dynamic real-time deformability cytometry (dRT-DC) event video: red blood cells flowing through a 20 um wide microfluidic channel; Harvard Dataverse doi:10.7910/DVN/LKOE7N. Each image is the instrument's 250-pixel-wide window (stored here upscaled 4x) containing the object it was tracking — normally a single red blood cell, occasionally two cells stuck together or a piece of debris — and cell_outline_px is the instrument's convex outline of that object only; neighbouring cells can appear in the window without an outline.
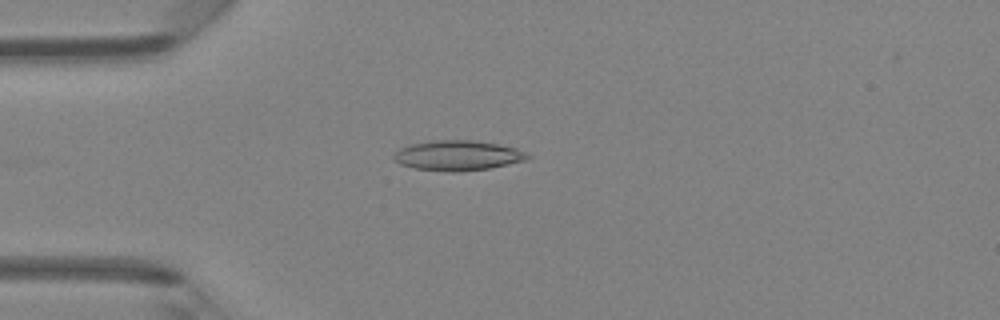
{"species": "Egyptian fruit bat (a non-hibernating species)", "species_latin": "Rousettus aegyptiacus", "temperature_condition": "room temperature", "stored_images_in_passage": 36, "camera_frame_rate_fps": 3000, "um_per_image_px": 0.085, "animal": {"sex": "female"}, "frame": {"image": 1, "passage_image": 2, "time_ms": 0.333, "image_size_px": [1000, 320], "cell_outline_px": [[532, 156], [524, 160], [508, 164], [488, 168], [460, 172], [448, 172], [416, 168], [400, 164], [392, 160], [392, 156], [400, 148], [412, 144], [428, 140], [472, 140], [496, 144], [516, 148]], "centroid_in_image_um": [38.86, 13.22], "position_along_channel_um": 46.1, "area_um2": 23.35}}
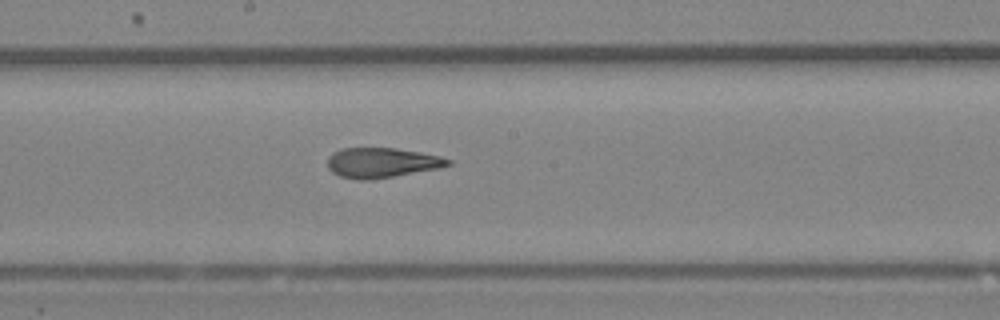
{"frame": {"image": 2, "passage_image": 15, "time_ms": 4.667, "image_size_px": [1000, 320], "cell_outline_px": [[452, 164], [440, 168], [372, 180], [356, 180], [340, 176], [332, 172], [328, 168], [328, 156], [332, 152], [340, 148], [396, 148], [420, 152], [440, 156], [452, 160]], "centroid_in_image_um": [32.44, 13.83], "position_along_channel_um": 215.8, "area_um2": 21.27}}
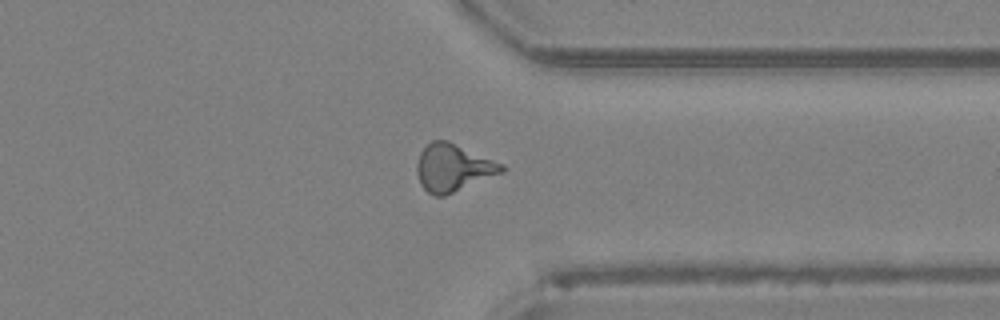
{"frame": {"image": 3, "passage_image": 26, "time_ms": 8.333, "image_size_px": [1000, 320], "cell_outline_px": [[504, 172], [444, 196], [436, 196], [428, 192], [420, 184], [416, 172], [416, 164], [420, 152], [432, 140], [448, 140], [504, 164]], "centroid_in_image_um": [38.5, 14.25], "position_along_channel_um": 372.9, "area_um2": 23.41}, "authors_computed_cell_mechanics": {"area_um2": 21.6172, "velocity_mm_per_s": 4.3274, "shape_relaxation_time_tau1_ms": null, "shape_relaxation_time_tau2_ms": 2.5422, "deformation_change_tau1": null, "deformation_change_tau2": 0.1227}}